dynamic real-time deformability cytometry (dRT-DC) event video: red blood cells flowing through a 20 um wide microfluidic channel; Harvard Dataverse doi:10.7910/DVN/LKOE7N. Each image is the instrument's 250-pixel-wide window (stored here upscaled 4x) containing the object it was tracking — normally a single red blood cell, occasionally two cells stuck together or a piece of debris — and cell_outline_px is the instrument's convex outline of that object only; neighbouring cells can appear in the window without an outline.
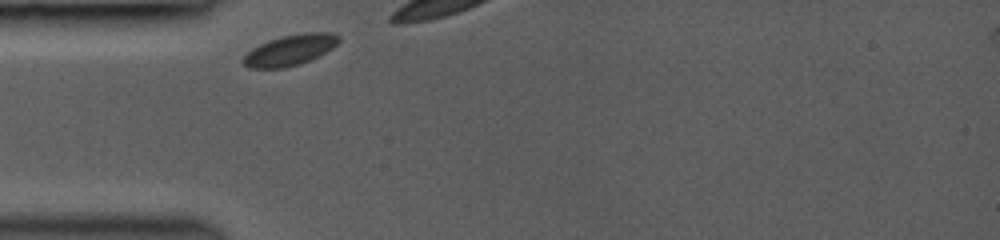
{"species": "common noctule bat (a hibernating species)", "species_latin": "Nyctalus noctula", "temperature_condition": "room temperature", "stored_images_in_passage": 3, "camera_frame_rate_fps": 3000, "um_per_image_px": 0.085, "animal": {"sex": "female", "body_mass_g": 19.0, "forearm_length_mm": 53.3}, "frame": {"image": 1, "passage_image": 1, "time_ms": 0.0, "image_size_px": [1000, 240], "cell_outline_px": [[340, 40], [332, 48], [300, 64], [284, 68], [248, 68], [240, 60], [252, 48], [268, 40], [284, 36], [304, 32], [332, 32], [340, 36]], "centroid_in_image_um": [24.63, 4.25], "position_along_channel_um": 60.4, "area_um2": 16.99}}